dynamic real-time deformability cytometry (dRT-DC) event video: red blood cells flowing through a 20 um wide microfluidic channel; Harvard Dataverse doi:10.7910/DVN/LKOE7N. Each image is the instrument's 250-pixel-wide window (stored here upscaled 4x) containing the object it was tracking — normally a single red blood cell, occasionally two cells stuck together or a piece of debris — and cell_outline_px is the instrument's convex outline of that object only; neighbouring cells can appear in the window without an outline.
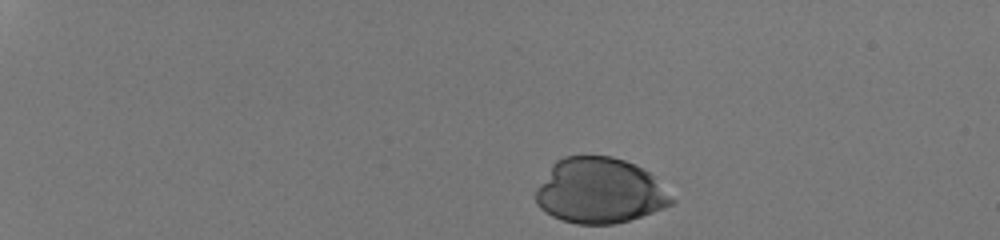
{"species": "human", "species_latin": "Homo sapiens", "temperature_condition": "room temperature", "stored_images_in_passage": 36, "camera_frame_rate_fps": 3000, "um_per_image_px": 0.085, "donor": {"sex": "male"}, "frame": {"image": 1, "passage_image": 1, "time_ms": 0.0, "image_size_px": [1000, 240], "cell_outline_px": [[676, 200], [672, 204], [664, 208], [628, 220], [612, 224], [576, 224], [560, 220], [544, 212], [536, 204], [536, 188], [552, 164], [556, 160], [564, 156], [612, 156], [636, 164], [648, 172]], "centroid_in_image_um": [50.94, 16.22], "position_along_channel_um": 34.1, "area_um2": 51.79}}
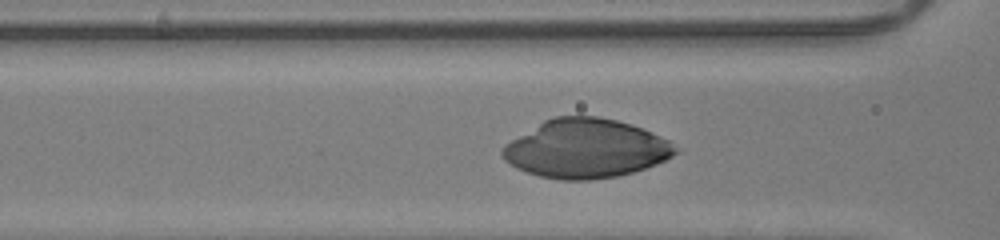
{"frame": {"image": 2, "passage_image": 16, "time_ms": 5.0, "image_size_px": [1000, 240], "cell_outline_px": [[680, 152], [656, 164], [632, 172], [616, 176], [592, 180], [560, 180], [540, 176], [516, 168], [504, 160], [500, 152], [512, 140], [544, 120], [552, 116], [600, 116], [632, 124], [652, 132], [668, 140]], "centroid_in_image_um": [49.81, 12.63], "position_along_channel_um": 116.8, "area_um2": 59.01}}
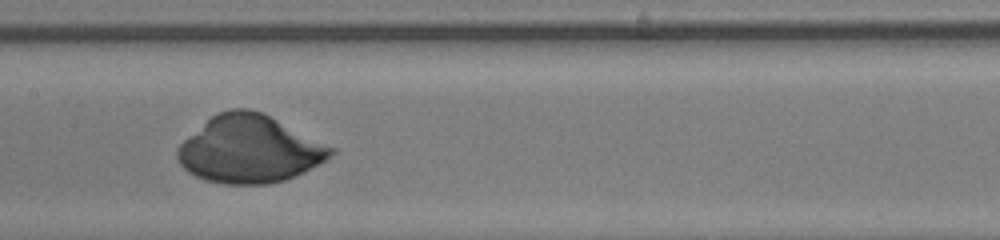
{"frame": {"image": 3, "passage_image": 21, "time_ms": 6.667, "image_size_px": [1000, 240], "cell_outline_px": [[336, 152], [324, 160], [284, 180], [268, 184], [224, 184], [204, 180], [188, 172], [180, 164], [176, 156], [176, 152], [180, 144], [188, 136], [216, 112], [232, 108], [248, 108], [260, 112], [336, 148]], "centroid_in_image_um": [21.16, 12.68], "position_along_channel_um": 186.2, "area_um2": 59.59}}